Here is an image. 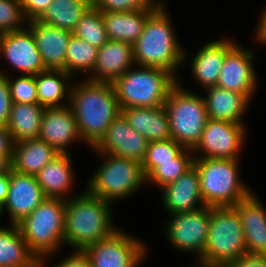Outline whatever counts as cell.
Returning a JSON list of instances; mask_svg holds the SVG:
<instances>
[{
	"label": "cell",
	"instance_id": "obj_1",
	"mask_svg": "<svg viewBox=\"0 0 266 267\" xmlns=\"http://www.w3.org/2000/svg\"><path fill=\"white\" fill-rule=\"evenodd\" d=\"M69 106L77 122L80 137L92 148L121 113L113 84L93 82L72 83Z\"/></svg>",
	"mask_w": 266,
	"mask_h": 267
},
{
	"label": "cell",
	"instance_id": "obj_2",
	"mask_svg": "<svg viewBox=\"0 0 266 267\" xmlns=\"http://www.w3.org/2000/svg\"><path fill=\"white\" fill-rule=\"evenodd\" d=\"M112 206L86 188L65 200L64 246L84 250L110 237L119 229L113 223Z\"/></svg>",
	"mask_w": 266,
	"mask_h": 267
},
{
	"label": "cell",
	"instance_id": "obj_3",
	"mask_svg": "<svg viewBox=\"0 0 266 267\" xmlns=\"http://www.w3.org/2000/svg\"><path fill=\"white\" fill-rule=\"evenodd\" d=\"M167 9L164 1L148 17L143 32L132 45L134 62L139 66L167 70L180 80L176 72L185 64L188 52L175 35Z\"/></svg>",
	"mask_w": 266,
	"mask_h": 267
},
{
	"label": "cell",
	"instance_id": "obj_4",
	"mask_svg": "<svg viewBox=\"0 0 266 267\" xmlns=\"http://www.w3.org/2000/svg\"><path fill=\"white\" fill-rule=\"evenodd\" d=\"M239 162L240 159L194 158L206 206H235L253 192L240 179Z\"/></svg>",
	"mask_w": 266,
	"mask_h": 267
},
{
	"label": "cell",
	"instance_id": "obj_5",
	"mask_svg": "<svg viewBox=\"0 0 266 267\" xmlns=\"http://www.w3.org/2000/svg\"><path fill=\"white\" fill-rule=\"evenodd\" d=\"M247 255L237 210L233 206L210 207V223L202 259L197 267H226Z\"/></svg>",
	"mask_w": 266,
	"mask_h": 267
},
{
	"label": "cell",
	"instance_id": "obj_6",
	"mask_svg": "<svg viewBox=\"0 0 266 267\" xmlns=\"http://www.w3.org/2000/svg\"><path fill=\"white\" fill-rule=\"evenodd\" d=\"M135 66L113 83L120 109L164 106L178 79L161 68Z\"/></svg>",
	"mask_w": 266,
	"mask_h": 267
},
{
	"label": "cell",
	"instance_id": "obj_7",
	"mask_svg": "<svg viewBox=\"0 0 266 267\" xmlns=\"http://www.w3.org/2000/svg\"><path fill=\"white\" fill-rule=\"evenodd\" d=\"M64 220L65 200L45 198L16 225L30 251L37 258H48L64 248Z\"/></svg>",
	"mask_w": 266,
	"mask_h": 267
},
{
	"label": "cell",
	"instance_id": "obj_8",
	"mask_svg": "<svg viewBox=\"0 0 266 267\" xmlns=\"http://www.w3.org/2000/svg\"><path fill=\"white\" fill-rule=\"evenodd\" d=\"M104 160L88 178L85 187L90 193L106 202L120 201L145 187L146 176L138 161L96 152Z\"/></svg>",
	"mask_w": 266,
	"mask_h": 267
},
{
	"label": "cell",
	"instance_id": "obj_9",
	"mask_svg": "<svg viewBox=\"0 0 266 267\" xmlns=\"http://www.w3.org/2000/svg\"><path fill=\"white\" fill-rule=\"evenodd\" d=\"M164 107L172 139L185 148L193 149L209 119L202 95L185 89L178 80L169 91Z\"/></svg>",
	"mask_w": 266,
	"mask_h": 267
},
{
	"label": "cell",
	"instance_id": "obj_10",
	"mask_svg": "<svg viewBox=\"0 0 266 267\" xmlns=\"http://www.w3.org/2000/svg\"><path fill=\"white\" fill-rule=\"evenodd\" d=\"M164 228L166 239L173 249L185 254L191 253L198 263L207 244L210 223V207L205 206L191 212L170 214Z\"/></svg>",
	"mask_w": 266,
	"mask_h": 267
},
{
	"label": "cell",
	"instance_id": "obj_11",
	"mask_svg": "<svg viewBox=\"0 0 266 267\" xmlns=\"http://www.w3.org/2000/svg\"><path fill=\"white\" fill-rule=\"evenodd\" d=\"M147 249L143 240L118 229L110 237L86 247L84 252L91 267H138L146 259Z\"/></svg>",
	"mask_w": 266,
	"mask_h": 267
},
{
	"label": "cell",
	"instance_id": "obj_12",
	"mask_svg": "<svg viewBox=\"0 0 266 267\" xmlns=\"http://www.w3.org/2000/svg\"><path fill=\"white\" fill-rule=\"evenodd\" d=\"M246 136L245 124L208 119L192 153L194 158L240 159Z\"/></svg>",
	"mask_w": 266,
	"mask_h": 267
},
{
	"label": "cell",
	"instance_id": "obj_13",
	"mask_svg": "<svg viewBox=\"0 0 266 267\" xmlns=\"http://www.w3.org/2000/svg\"><path fill=\"white\" fill-rule=\"evenodd\" d=\"M236 43L225 55L216 86L246 95L250 100L257 91L255 50Z\"/></svg>",
	"mask_w": 266,
	"mask_h": 267
},
{
	"label": "cell",
	"instance_id": "obj_14",
	"mask_svg": "<svg viewBox=\"0 0 266 267\" xmlns=\"http://www.w3.org/2000/svg\"><path fill=\"white\" fill-rule=\"evenodd\" d=\"M148 143L149 141L132 128L120 113L91 150L142 163Z\"/></svg>",
	"mask_w": 266,
	"mask_h": 267
},
{
	"label": "cell",
	"instance_id": "obj_15",
	"mask_svg": "<svg viewBox=\"0 0 266 267\" xmlns=\"http://www.w3.org/2000/svg\"><path fill=\"white\" fill-rule=\"evenodd\" d=\"M0 56L20 75H36L47 70L27 25L24 29L0 34Z\"/></svg>",
	"mask_w": 266,
	"mask_h": 267
},
{
	"label": "cell",
	"instance_id": "obj_16",
	"mask_svg": "<svg viewBox=\"0 0 266 267\" xmlns=\"http://www.w3.org/2000/svg\"><path fill=\"white\" fill-rule=\"evenodd\" d=\"M45 198L36 176L10 170L8 195L3 204L9 224H18Z\"/></svg>",
	"mask_w": 266,
	"mask_h": 267
},
{
	"label": "cell",
	"instance_id": "obj_17",
	"mask_svg": "<svg viewBox=\"0 0 266 267\" xmlns=\"http://www.w3.org/2000/svg\"><path fill=\"white\" fill-rule=\"evenodd\" d=\"M38 138L51 145L60 154L69 153L67 150L74 142H83L71 107L67 105L45 108Z\"/></svg>",
	"mask_w": 266,
	"mask_h": 267
},
{
	"label": "cell",
	"instance_id": "obj_18",
	"mask_svg": "<svg viewBox=\"0 0 266 267\" xmlns=\"http://www.w3.org/2000/svg\"><path fill=\"white\" fill-rule=\"evenodd\" d=\"M133 66V46L121 41L108 40L98 49L95 66L86 79L113 84Z\"/></svg>",
	"mask_w": 266,
	"mask_h": 267
},
{
	"label": "cell",
	"instance_id": "obj_19",
	"mask_svg": "<svg viewBox=\"0 0 266 267\" xmlns=\"http://www.w3.org/2000/svg\"><path fill=\"white\" fill-rule=\"evenodd\" d=\"M233 38L222 37L205 43L190 60L194 82L205 89L216 86L226 53L237 43Z\"/></svg>",
	"mask_w": 266,
	"mask_h": 267
},
{
	"label": "cell",
	"instance_id": "obj_20",
	"mask_svg": "<svg viewBox=\"0 0 266 267\" xmlns=\"http://www.w3.org/2000/svg\"><path fill=\"white\" fill-rule=\"evenodd\" d=\"M161 190V203L169 214L191 212L206 206L201 196L198 171L194 165Z\"/></svg>",
	"mask_w": 266,
	"mask_h": 267
},
{
	"label": "cell",
	"instance_id": "obj_21",
	"mask_svg": "<svg viewBox=\"0 0 266 267\" xmlns=\"http://www.w3.org/2000/svg\"><path fill=\"white\" fill-rule=\"evenodd\" d=\"M27 26L33 33L45 68L65 71L66 49L72 32L44 24L36 19L28 21Z\"/></svg>",
	"mask_w": 266,
	"mask_h": 267
},
{
	"label": "cell",
	"instance_id": "obj_22",
	"mask_svg": "<svg viewBox=\"0 0 266 267\" xmlns=\"http://www.w3.org/2000/svg\"><path fill=\"white\" fill-rule=\"evenodd\" d=\"M70 153L58 154L46 164L36 175L37 181L46 198H60L68 200L73 195L75 174L72 167Z\"/></svg>",
	"mask_w": 266,
	"mask_h": 267
},
{
	"label": "cell",
	"instance_id": "obj_23",
	"mask_svg": "<svg viewBox=\"0 0 266 267\" xmlns=\"http://www.w3.org/2000/svg\"><path fill=\"white\" fill-rule=\"evenodd\" d=\"M205 90L207 95L202 97L209 119L245 124L243 117L251 102L246 95L218 86Z\"/></svg>",
	"mask_w": 266,
	"mask_h": 267
},
{
	"label": "cell",
	"instance_id": "obj_24",
	"mask_svg": "<svg viewBox=\"0 0 266 267\" xmlns=\"http://www.w3.org/2000/svg\"><path fill=\"white\" fill-rule=\"evenodd\" d=\"M121 113L128 120L130 126L149 142L172 138L164 106L130 107L122 109Z\"/></svg>",
	"mask_w": 266,
	"mask_h": 267
},
{
	"label": "cell",
	"instance_id": "obj_25",
	"mask_svg": "<svg viewBox=\"0 0 266 267\" xmlns=\"http://www.w3.org/2000/svg\"><path fill=\"white\" fill-rule=\"evenodd\" d=\"M58 153L51 145L39 138L14 143L11 170L36 176Z\"/></svg>",
	"mask_w": 266,
	"mask_h": 267
},
{
	"label": "cell",
	"instance_id": "obj_26",
	"mask_svg": "<svg viewBox=\"0 0 266 267\" xmlns=\"http://www.w3.org/2000/svg\"><path fill=\"white\" fill-rule=\"evenodd\" d=\"M156 9L144 8L126 12H102L108 39L133 45L143 32L148 17Z\"/></svg>",
	"mask_w": 266,
	"mask_h": 267
},
{
	"label": "cell",
	"instance_id": "obj_27",
	"mask_svg": "<svg viewBox=\"0 0 266 267\" xmlns=\"http://www.w3.org/2000/svg\"><path fill=\"white\" fill-rule=\"evenodd\" d=\"M39 104L44 108L69 105L74 78L64 70L47 69L35 75ZM64 100L66 103H64Z\"/></svg>",
	"mask_w": 266,
	"mask_h": 267
},
{
	"label": "cell",
	"instance_id": "obj_28",
	"mask_svg": "<svg viewBox=\"0 0 266 267\" xmlns=\"http://www.w3.org/2000/svg\"><path fill=\"white\" fill-rule=\"evenodd\" d=\"M44 109L39 103H12L6 127L14 143L38 138Z\"/></svg>",
	"mask_w": 266,
	"mask_h": 267
},
{
	"label": "cell",
	"instance_id": "obj_29",
	"mask_svg": "<svg viewBox=\"0 0 266 267\" xmlns=\"http://www.w3.org/2000/svg\"><path fill=\"white\" fill-rule=\"evenodd\" d=\"M36 258L17 225L0 227V267H25Z\"/></svg>",
	"mask_w": 266,
	"mask_h": 267
},
{
	"label": "cell",
	"instance_id": "obj_30",
	"mask_svg": "<svg viewBox=\"0 0 266 267\" xmlns=\"http://www.w3.org/2000/svg\"><path fill=\"white\" fill-rule=\"evenodd\" d=\"M92 5L91 0H53L36 20L73 32L81 16Z\"/></svg>",
	"mask_w": 266,
	"mask_h": 267
},
{
	"label": "cell",
	"instance_id": "obj_31",
	"mask_svg": "<svg viewBox=\"0 0 266 267\" xmlns=\"http://www.w3.org/2000/svg\"><path fill=\"white\" fill-rule=\"evenodd\" d=\"M194 164L192 149L183 148L173 161L158 162V165L146 176V184L161 189L169 183L175 182Z\"/></svg>",
	"mask_w": 266,
	"mask_h": 267
},
{
	"label": "cell",
	"instance_id": "obj_32",
	"mask_svg": "<svg viewBox=\"0 0 266 267\" xmlns=\"http://www.w3.org/2000/svg\"><path fill=\"white\" fill-rule=\"evenodd\" d=\"M98 48L71 35L66 49L65 72L75 78V74H90L97 60ZM87 72V73H86Z\"/></svg>",
	"mask_w": 266,
	"mask_h": 267
},
{
	"label": "cell",
	"instance_id": "obj_33",
	"mask_svg": "<svg viewBox=\"0 0 266 267\" xmlns=\"http://www.w3.org/2000/svg\"><path fill=\"white\" fill-rule=\"evenodd\" d=\"M72 34L98 49L109 40L102 19V12L94 5L81 16Z\"/></svg>",
	"mask_w": 266,
	"mask_h": 267
},
{
	"label": "cell",
	"instance_id": "obj_34",
	"mask_svg": "<svg viewBox=\"0 0 266 267\" xmlns=\"http://www.w3.org/2000/svg\"><path fill=\"white\" fill-rule=\"evenodd\" d=\"M255 192L235 206L243 231L266 230V206L262 204Z\"/></svg>",
	"mask_w": 266,
	"mask_h": 267
},
{
	"label": "cell",
	"instance_id": "obj_35",
	"mask_svg": "<svg viewBox=\"0 0 266 267\" xmlns=\"http://www.w3.org/2000/svg\"><path fill=\"white\" fill-rule=\"evenodd\" d=\"M183 148L181 144L177 143L172 138L149 142L145 157L141 163L145 176L158 165V162L173 161V158Z\"/></svg>",
	"mask_w": 266,
	"mask_h": 267
},
{
	"label": "cell",
	"instance_id": "obj_36",
	"mask_svg": "<svg viewBox=\"0 0 266 267\" xmlns=\"http://www.w3.org/2000/svg\"><path fill=\"white\" fill-rule=\"evenodd\" d=\"M7 75L12 103H39L35 75Z\"/></svg>",
	"mask_w": 266,
	"mask_h": 267
},
{
	"label": "cell",
	"instance_id": "obj_37",
	"mask_svg": "<svg viewBox=\"0 0 266 267\" xmlns=\"http://www.w3.org/2000/svg\"><path fill=\"white\" fill-rule=\"evenodd\" d=\"M27 24L21 0H0V34L23 29Z\"/></svg>",
	"mask_w": 266,
	"mask_h": 267
},
{
	"label": "cell",
	"instance_id": "obj_38",
	"mask_svg": "<svg viewBox=\"0 0 266 267\" xmlns=\"http://www.w3.org/2000/svg\"><path fill=\"white\" fill-rule=\"evenodd\" d=\"M164 0H93L101 12H126L144 8H158Z\"/></svg>",
	"mask_w": 266,
	"mask_h": 267
},
{
	"label": "cell",
	"instance_id": "obj_39",
	"mask_svg": "<svg viewBox=\"0 0 266 267\" xmlns=\"http://www.w3.org/2000/svg\"><path fill=\"white\" fill-rule=\"evenodd\" d=\"M243 232L247 255L266 256V230Z\"/></svg>",
	"mask_w": 266,
	"mask_h": 267
},
{
	"label": "cell",
	"instance_id": "obj_40",
	"mask_svg": "<svg viewBox=\"0 0 266 267\" xmlns=\"http://www.w3.org/2000/svg\"><path fill=\"white\" fill-rule=\"evenodd\" d=\"M4 72V73H3ZM12 106V100L9 91V85L7 82V74L5 71L0 70V127H6L10 110Z\"/></svg>",
	"mask_w": 266,
	"mask_h": 267
},
{
	"label": "cell",
	"instance_id": "obj_41",
	"mask_svg": "<svg viewBox=\"0 0 266 267\" xmlns=\"http://www.w3.org/2000/svg\"><path fill=\"white\" fill-rule=\"evenodd\" d=\"M25 18L28 21L37 19L53 0H21Z\"/></svg>",
	"mask_w": 266,
	"mask_h": 267
},
{
	"label": "cell",
	"instance_id": "obj_42",
	"mask_svg": "<svg viewBox=\"0 0 266 267\" xmlns=\"http://www.w3.org/2000/svg\"><path fill=\"white\" fill-rule=\"evenodd\" d=\"M53 267H91V263L84 250H74Z\"/></svg>",
	"mask_w": 266,
	"mask_h": 267
},
{
	"label": "cell",
	"instance_id": "obj_43",
	"mask_svg": "<svg viewBox=\"0 0 266 267\" xmlns=\"http://www.w3.org/2000/svg\"><path fill=\"white\" fill-rule=\"evenodd\" d=\"M226 267H266V256L244 255Z\"/></svg>",
	"mask_w": 266,
	"mask_h": 267
},
{
	"label": "cell",
	"instance_id": "obj_44",
	"mask_svg": "<svg viewBox=\"0 0 266 267\" xmlns=\"http://www.w3.org/2000/svg\"><path fill=\"white\" fill-rule=\"evenodd\" d=\"M14 141L7 127H0V155L12 159Z\"/></svg>",
	"mask_w": 266,
	"mask_h": 267
},
{
	"label": "cell",
	"instance_id": "obj_45",
	"mask_svg": "<svg viewBox=\"0 0 266 267\" xmlns=\"http://www.w3.org/2000/svg\"><path fill=\"white\" fill-rule=\"evenodd\" d=\"M257 22L258 25L254 30V40L255 42L258 40L256 43L266 46V8H263V12L261 11Z\"/></svg>",
	"mask_w": 266,
	"mask_h": 267
},
{
	"label": "cell",
	"instance_id": "obj_46",
	"mask_svg": "<svg viewBox=\"0 0 266 267\" xmlns=\"http://www.w3.org/2000/svg\"><path fill=\"white\" fill-rule=\"evenodd\" d=\"M9 190V173H0V203L4 204Z\"/></svg>",
	"mask_w": 266,
	"mask_h": 267
},
{
	"label": "cell",
	"instance_id": "obj_47",
	"mask_svg": "<svg viewBox=\"0 0 266 267\" xmlns=\"http://www.w3.org/2000/svg\"><path fill=\"white\" fill-rule=\"evenodd\" d=\"M11 160L6 155H0V173H10Z\"/></svg>",
	"mask_w": 266,
	"mask_h": 267
},
{
	"label": "cell",
	"instance_id": "obj_48",
	"mask_svg": "<svg viewBox=\"0 0 266 267\" xmlns=\"http://www.w3.org/2000/svg\"><path fill=\"white\" fill-rule=\"evenodd\" d=\"M46 259H47V257L36 258L29 265H27L25 267H46V265H47V263L45 262V261H47Z\"/></svg>",
	"mask_w": 266,
	"mask_h": 267
},
{
	"label": "cell",
	"instance_id": "obj_49",
	"mask_svg": "<svg viewBox=\"0 0 266 267\" xmlns=\"http://www.w3.org/2000/svg\"><path fill=\"white\" fill-rule=\"evenodd\" d=\"M3 211H4L3 204L0 203V220H1L2 214L4 213ZM0 227H2L1 223H0Z\"/></svg>",
	"mask_w": 266,
	"mask_h": 267
}]
</instances>
